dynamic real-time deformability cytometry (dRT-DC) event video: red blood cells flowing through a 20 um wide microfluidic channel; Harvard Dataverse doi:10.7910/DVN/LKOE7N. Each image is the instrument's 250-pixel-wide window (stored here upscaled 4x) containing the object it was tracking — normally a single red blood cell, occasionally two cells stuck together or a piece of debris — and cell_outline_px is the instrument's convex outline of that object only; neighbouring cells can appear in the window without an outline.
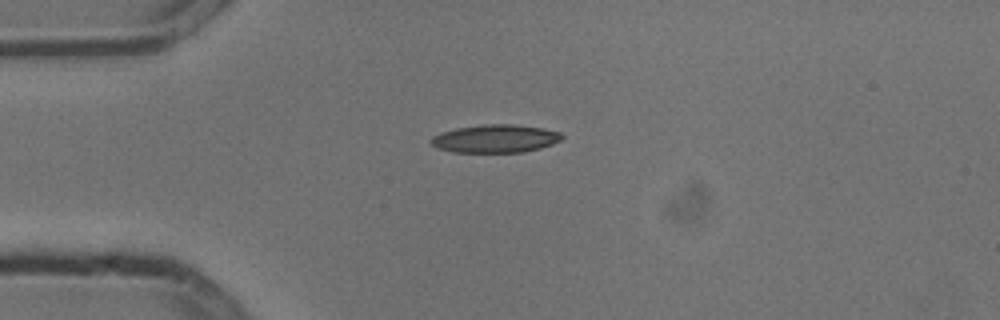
{"species": "common noctule bat (a hibernating species)", "species_latin": "Nyctalus noctula", "temperature_condition": "cold", "stored_images_in_passage": 3, "camera_frame_rate_fps": 3000, "um_per_image_px": 0.085, "animal": {"sex": "male", "body_mass_g": 13.3}, "frame": {"image": 1, "passage_image": 3, "time_ms": 0.667, "image_size_px": [1000, 320], "cell_outline_px": [[564, 136], [560, 140], [552, 144], [540, 148], [524, 152], [452, 152], [436, 148], [428, 140], [432, 136], [440, 132], [456, 128], [484, 124], [512, 124], [544, 128], [560, 132]], "centroid_in_image_um": [42.07, 11.78], "position_along_channel_um": 42.9, "area_um2": 21.56}}